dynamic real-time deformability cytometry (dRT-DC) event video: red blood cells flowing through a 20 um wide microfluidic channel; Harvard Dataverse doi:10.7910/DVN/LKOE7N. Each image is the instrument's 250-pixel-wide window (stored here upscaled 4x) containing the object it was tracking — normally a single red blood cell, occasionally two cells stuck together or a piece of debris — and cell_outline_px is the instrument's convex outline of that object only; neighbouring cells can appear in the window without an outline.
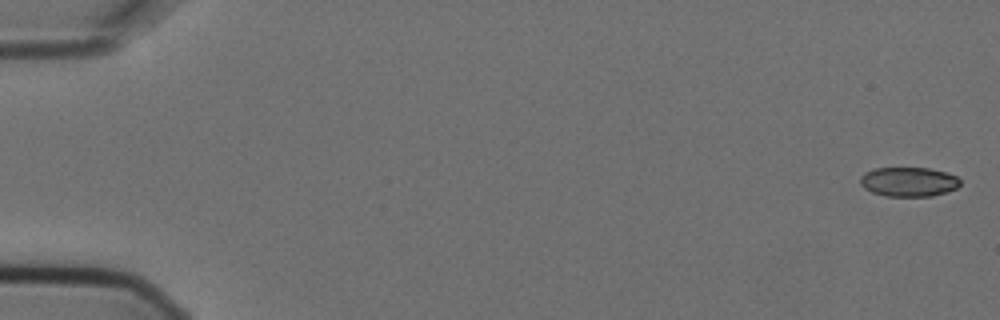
{"species": "Egyptian fruit bat (a non-hibernating species)", "species_latin": "Rousettus aegyptiacus", "temperature_condition": "cold", "stored_images_in_passage": 6, "camera_frame_rate_fps": 3000, "um_per_image_px": 0.085, "animal": {"sex": "female"}, "frame": {"image": 1, "passage_image": 1, "time_ms": 0.0, "image_size_px": [1000, 320], "cell_outline_px": [[960, 184], [956, 188], [948, 192], [932, 196], [888, 196], [872, 192], [864, 188], [860, 184], [860, 176], [864, 172], [876, 168], [928, 168], [948, 172], [956, 176], [960, 180]], "centroid_in_image_um": [77.24, 15.45], "position_along_channel_um": 7.8, "area_um2": 17.22}}
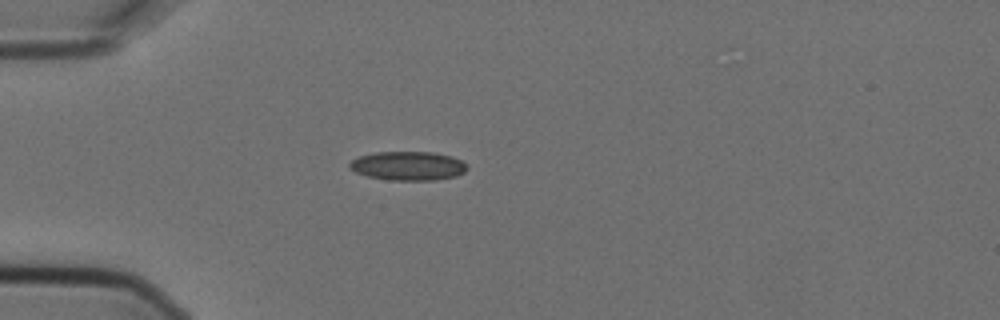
{"frame": {"image": 2, "passage_image": 5, "time_ms": 1.333, "image_size_px": [1000, 320], "cell_outline_px": [[468, 168], [464, 172], [456, 176], [436, 180], [392, 180], [368, 176], [356, 172], [348, 168], [348, 164], [352, 160], [360, 156], [376, 152], [432, 152], [448, 156], [460, 160], [468, 164]], "centroid_in_image_um": [34.68, 14.1], "position_along_channel_um": 50.3, "area_um2": 19.71}}